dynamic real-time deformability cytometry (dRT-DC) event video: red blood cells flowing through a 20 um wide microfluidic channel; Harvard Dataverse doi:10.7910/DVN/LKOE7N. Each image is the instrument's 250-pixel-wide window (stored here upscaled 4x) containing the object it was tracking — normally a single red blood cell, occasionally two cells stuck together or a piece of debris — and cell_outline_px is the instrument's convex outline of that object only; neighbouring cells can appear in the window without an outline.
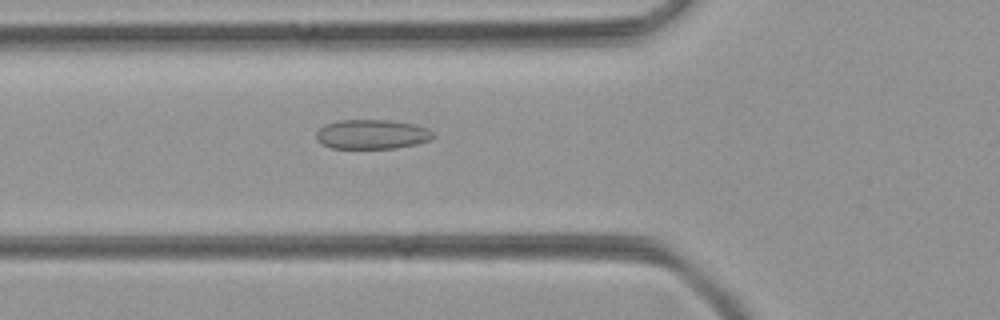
{"species": "common noctule bat (a hibernating species)", "species_latin": "Nyctalus noctula", "temperature_condition": "room temperature", "stored_images_in_passage": 38, "camera_frame_rate_fps": 3000, "um_per_image_px": 0.085, "animal": {"sex": "female", "body_mass_g": 21.9}, "frame": {"image": 1, "passage_image": 6, "time_ms": 1.667, "image_size_px": [1000, 320], "cell_outline_px": [[436, 136], [428, 140], [416, 144], [396, 148], [332, 148], [316, 140], [316, 132], [324, 124], [340, 120], [388, 120], [412, 124], [428, 128]], "centroid_in_image_um": [31.6, 11.41], "position_along_channel_um": 94.2, "area_um2": 20.0}}
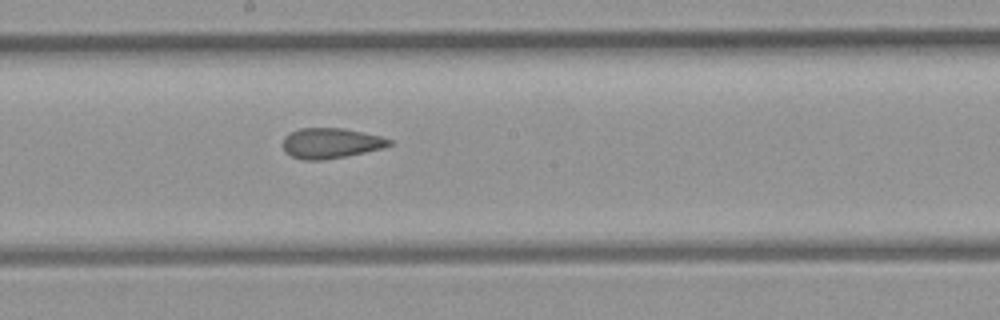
{"frame": {"image": 2, "passage_image": 15, "time_ms": 4.667, "image_size_px": [1000, 320], "cell_outline_px": [[392, 144], [380, 148], [364, 152], [324, 160], [304, 160], [292, 156], [284, 148], [284, 136], [300, 128], [344, 128], [380, 136], [392, 140]], "centroid_in_image_um": [28.12, 12.16], "position_along_channel_um": 220.1, "area_um2": 18.44}}
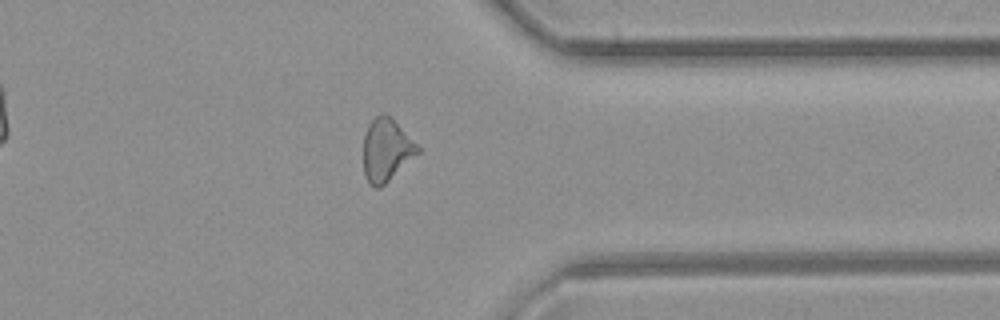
{"frame": {"image": 3, "passage_image": 27, "time_ms": 8.667, "image_size_px": [1000, 320], "cell_outline_px": [[420, 152], [380, 188], [376, 188], [368, 184], [364, 172], [364, 136], [368, 124], [376, 116], [384, 112], [392, 116], [420, 148]], "centroid_in_image_um": [32.84, 12.73], "position_along_channel_um": 378.6, "area_um2": 19.88}}